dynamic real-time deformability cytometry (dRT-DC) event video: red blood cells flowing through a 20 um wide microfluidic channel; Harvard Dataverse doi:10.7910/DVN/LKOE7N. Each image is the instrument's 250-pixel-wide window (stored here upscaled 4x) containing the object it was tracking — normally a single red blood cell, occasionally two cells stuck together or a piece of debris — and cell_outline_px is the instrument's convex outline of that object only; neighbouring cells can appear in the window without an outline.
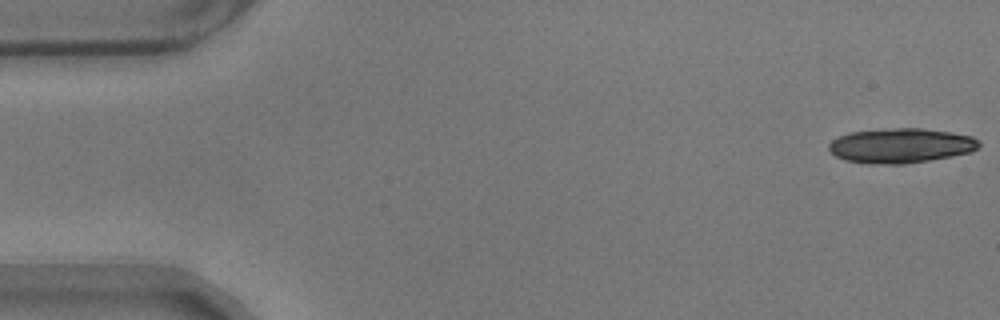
{"species": "common noctule bat (a hibernating species)", "species_latin": "Nyctalus noctula", "temperature_condition": "warm", "stored_images_in_passage": 13, "camera_frame_rate_fps": 3000, "um_per_image_px": 0.085, "animal": {"sex": "male", "body_mass_g": 17.9}, "frame": {"image": 1, "passage_image": 1, "time_ms": 0.0, "image_size_px": [1000, 320], "cell_outline_px": [[980, 144], [972, 152], [952, 156], [904, 164], [868, 164], [844, 160], [836, 156], [828, 148], [828, 144], [832, 140], [848, 132], [892, 128], [920, 128], [952, 132], [972, 136], [980, 140]], "centroid_in_image_um": [76.56, 12.38], "position_along_channel_um": 8.4, "area_um2": 30.52}}